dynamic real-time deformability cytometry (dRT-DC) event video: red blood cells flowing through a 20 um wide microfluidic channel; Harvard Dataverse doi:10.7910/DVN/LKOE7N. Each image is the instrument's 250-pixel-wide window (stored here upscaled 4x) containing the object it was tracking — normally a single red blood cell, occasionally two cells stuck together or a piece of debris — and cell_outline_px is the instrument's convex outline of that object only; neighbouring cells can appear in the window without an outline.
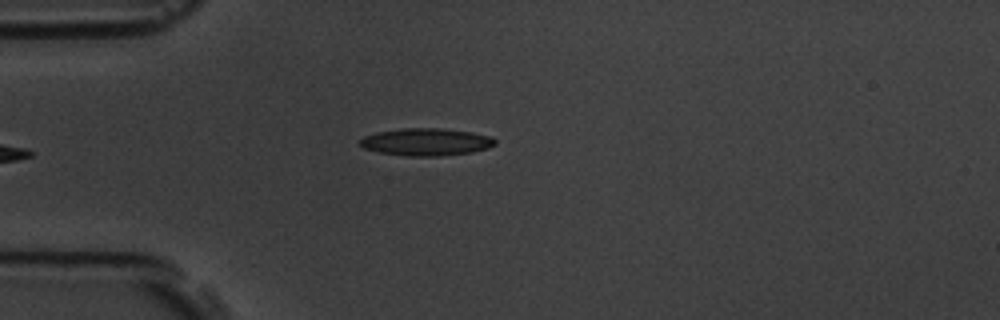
{"species": "common noctule bat (a hibernating species)", "species_latin": "Nyctalus noctula", "temperature_condition": "room temperature", "stored_images_in_passage": 6, "camera_frame_rate_fps": 3000, "um_per_image_px": 0.085, "animal": {"sex": "male", "body_mass_g": 19.5, "forearm_length_mm": 54.6}, "frame": {"image": 1, "passage_image": 6, "time_ms": 5.667, "image_size_px": [1000, 320], "cell_outline_px": [[496, 144], [488, 148], [472, 152], [440, 156], [408, 156], [380, 152], [364, 148], [360, 144], [360, 140], [364, 136], [376, 132], [400, 128], [440, 128], [472, 132], [492, 136], [496, 140]], "centroid_in_image_um": [36.25, 12.06], "position_along_channel_um": 48.7, "area_um2": 21.62}}